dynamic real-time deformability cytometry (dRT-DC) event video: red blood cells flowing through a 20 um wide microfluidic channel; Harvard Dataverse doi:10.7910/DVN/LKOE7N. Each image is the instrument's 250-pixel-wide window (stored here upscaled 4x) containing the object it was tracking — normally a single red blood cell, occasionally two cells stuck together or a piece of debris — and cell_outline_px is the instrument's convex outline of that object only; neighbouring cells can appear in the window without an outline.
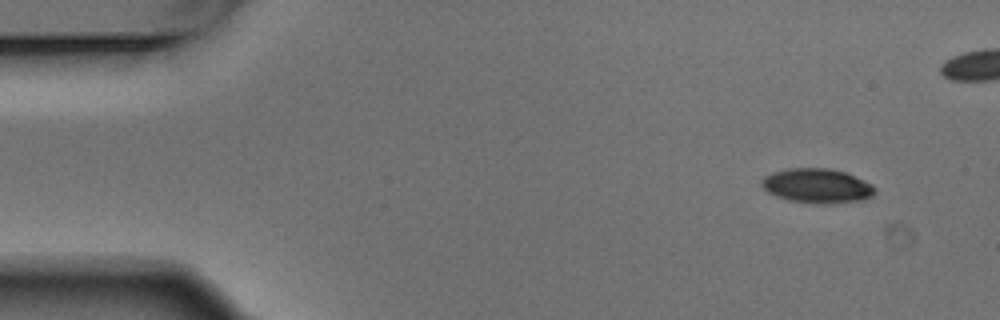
{"species": "Egyptian fruit bat (a non-hibernating species)", "species_latin": "Rousettus aegyptiacus", "temperature_condition": "warm", "stored_images_in_passage": 5, "camera_frame_rate_fps": 3000, "um_per_image_px": 0.085, "animal": {"sex": "male"}, "frame": {"image": 1, "passage_image": 1, "time_ms": 0.0, "image_size_px": [1000, 320], "cell_outline_px": [[876, 192], [872, 196], [864, 200], [788, 200], [776, 196], [768, 192], [760, 184], [760, 180], [764, 176], [772, 172], [788, 168], [828, 168], [844, 172], [872, 184], [876, 188]], "centroid_in_image_um": [69.4, 15.72], "position_along_channel_um": 15.6, "area_um2": 21.68}}